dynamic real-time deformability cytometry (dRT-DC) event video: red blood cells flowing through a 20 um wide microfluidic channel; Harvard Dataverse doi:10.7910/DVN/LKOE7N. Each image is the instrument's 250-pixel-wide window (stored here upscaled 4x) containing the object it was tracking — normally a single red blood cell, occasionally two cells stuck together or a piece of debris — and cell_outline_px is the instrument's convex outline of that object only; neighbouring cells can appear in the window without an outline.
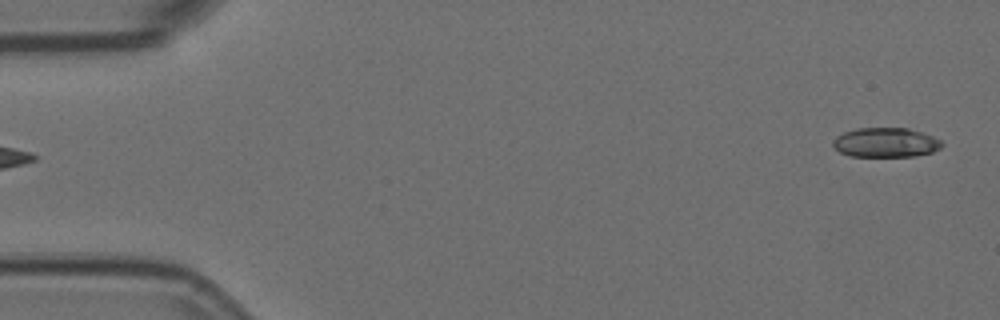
{"species": "Egyptian fruit bat (a non-hibernating species)", "species_latin": "Rousettus aegyptiacus", "temperature_condition": "room temperature", "stored_images_in_passage": 6, "segment_of_instrument_passage": [2, 2], "camera_frame_rate_fps": 3000, "um_per_image_px": 0.085, "animal": {"sex": "female"}, "frame": {"image": 1, "passage_image": 6, "time_ms": 1.667, "image_size_px": [1000, 320], "cell_outline_px": [[944, 144], [940, 148], [932, 152], [916, 156], [848, 156], [840, 152], [832, 144], [832, 140], [836, 136], [844, 132], [856, 128], [908, 128], [932, 136], [940, 140]], "centroid_in_image_um": [75.27, 12.11], "position_along_channel_um": 9.7, "area_um2": 18.73}}